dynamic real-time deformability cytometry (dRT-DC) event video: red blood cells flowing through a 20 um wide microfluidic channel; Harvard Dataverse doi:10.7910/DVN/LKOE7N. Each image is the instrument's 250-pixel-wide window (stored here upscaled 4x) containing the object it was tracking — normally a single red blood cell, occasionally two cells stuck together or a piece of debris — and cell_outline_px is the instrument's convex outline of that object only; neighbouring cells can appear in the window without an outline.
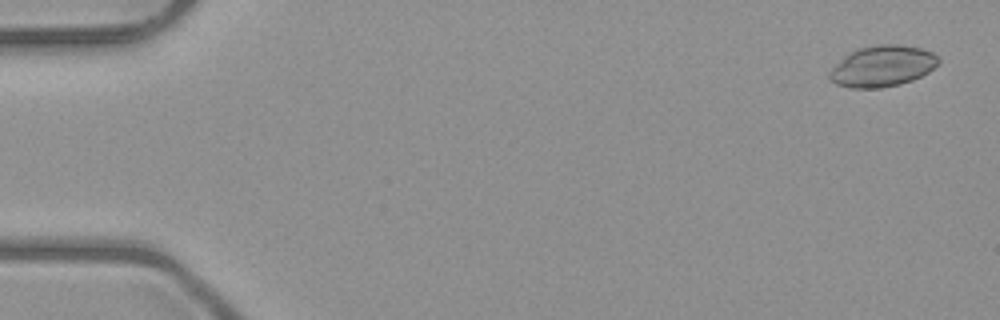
{"species": "common noctule bat (a hibernating species)", "species_latin": "Nyctalus noctula", "temperature_condition": "room temperature", "stored_images_in_passage": 14, "camera_frame_rate_fps": 3000, "um_per_image_px": 0.085, "animal": {"sex": "male", "body_mass_g": 23.1, "forearm_length_mm": 52.7}, "frame": {"image": 1, "passage_image": 2, "time_ms": 0.333, "image_size_px": [1000, 320], "cell_outline_px": [[940, 60], [928, 72], [912, 80], [900, 84], [880, 88], [852, 88], [836, 84], [828, 76], [828, 72], [844, 56], [860, 48], [880, 44], [896, 44], [920, 48], [932, 52]], "centroid_in_image_um": [74.99, 5.63], "position_along_channel_um": 10.0, "area_um2": 25.72}}